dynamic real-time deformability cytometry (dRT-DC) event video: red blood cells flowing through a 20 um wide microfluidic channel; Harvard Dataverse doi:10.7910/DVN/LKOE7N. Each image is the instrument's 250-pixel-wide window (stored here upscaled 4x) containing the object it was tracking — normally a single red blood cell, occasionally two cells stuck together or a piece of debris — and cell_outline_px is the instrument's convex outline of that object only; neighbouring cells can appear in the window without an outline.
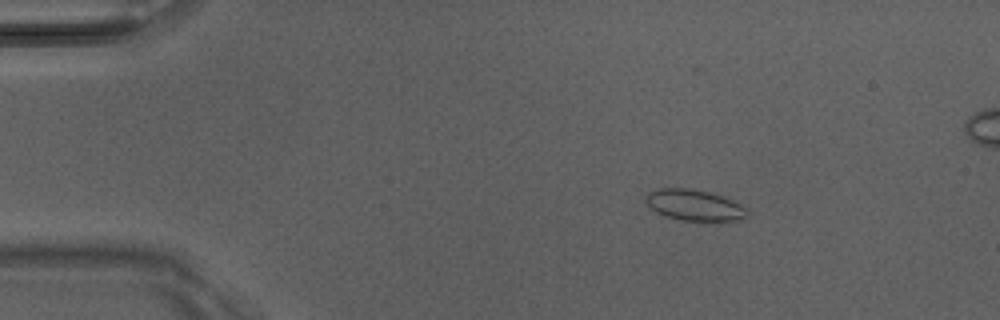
{"species": "Egyptian fruit bat (a non-hibernating species)", "species_latin": "Rousettus aegyptiacus", "temperature_condition": "room temperature", "stored_images_in_passage": 5, "camera_frame_rate_fps": 3000, "um_per_image_px": 0.085, "animal": {"sex": "male"}, "frame": {"image": 1, "passage_image": 3, "time_ms": 0.667, "image_size_px": [1000, 320], "cell_outline_px": [[748, 216], [744, 220], [680, 220], [664, 216], [656, 212], [644, 200], [644, 196], [648, 192], [660, 188], [688, 188], [708, 192], [720, 196], [740, 204], [748, 212]], "centroid_in_image_um": [58.98, 17.44], "position_along_channel_um": 26.0, "area_um2": 18.15}}